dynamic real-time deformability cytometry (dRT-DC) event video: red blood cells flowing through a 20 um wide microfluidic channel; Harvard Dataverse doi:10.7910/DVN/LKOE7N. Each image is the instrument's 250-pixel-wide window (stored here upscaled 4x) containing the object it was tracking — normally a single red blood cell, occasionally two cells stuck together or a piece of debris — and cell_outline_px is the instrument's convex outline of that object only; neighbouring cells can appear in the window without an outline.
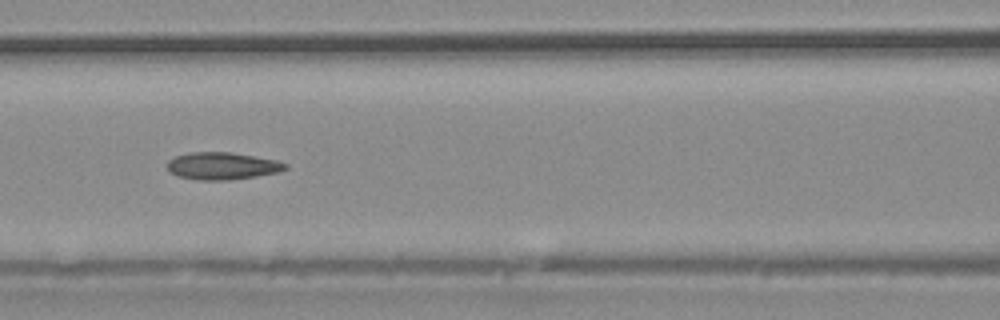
{"species": "common noctule bat (a hibernating species)", "species_latin": "Nyctalus noctula", "temperature_condition": "warm", "stored_images_in_passage": 37, "camera_frame_rate_fps": 3000, "um_per_image_px": 0.085, "animal": {"sex": "male", "body_mass_g": 20.4}, "frame": {"image": 1, "passage_image": 16, "time_ms": 5.0, "image_size_px": [1000, 320], "cell_outline_px": [[288, 168], [280, 172], [256, 176], [228, 180], [200, 180], [176, 176], [168, 172], [168, 160], [176, 156], [192, 152], [232, 152], [276, 160], [288, 164]], "centroid_in_image_um": [18.9, 14.11], "position_along_channel_um": 147.7, "area_um2": 18.84}}